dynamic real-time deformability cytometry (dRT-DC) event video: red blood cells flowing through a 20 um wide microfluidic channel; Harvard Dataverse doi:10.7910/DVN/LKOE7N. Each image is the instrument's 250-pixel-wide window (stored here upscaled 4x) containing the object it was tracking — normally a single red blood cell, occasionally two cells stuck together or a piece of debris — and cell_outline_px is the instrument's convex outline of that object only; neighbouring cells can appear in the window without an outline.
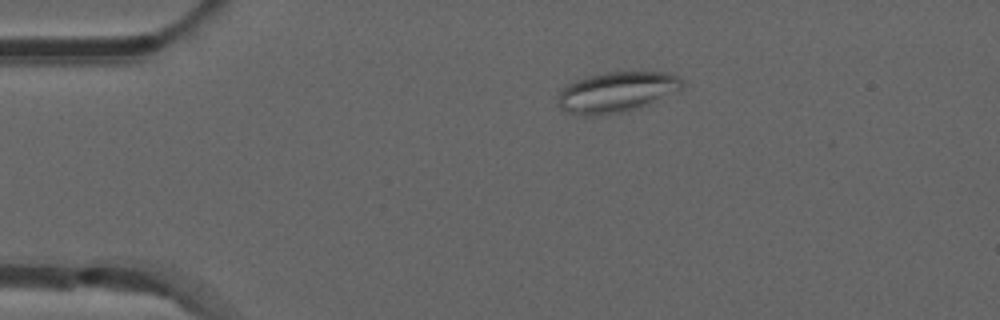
{"species": "common noctule bat (a hibernating species)", "species_latin": "Nyctalus noctula", "temperature_condition": "room temperature", "stored_images_in_passage": 38, "camera_frame_rate_fps": 3000, "um_per_image_px": 0.085, "animal": {"sex": "male", "forearm_length_mm": 52.5}, "frame": {"image": 1, "passage_image": 1, "time_ms": 0.0, "image_size_px": [1000, 320], "cell_outline_px": [[684, 84], [680, 92], [640, 108], [628, 112], [604, 116], [576, 116], [564, 112], [556, 104], [556, 96], [568, 84], [576, 80], [588, 76], [604, 72], [668, 72], [684, 80]], "centroid_in_image_um": [52.41, 7.87], "position_along_channel_um": 32.6, "area_um2": 30.4}}
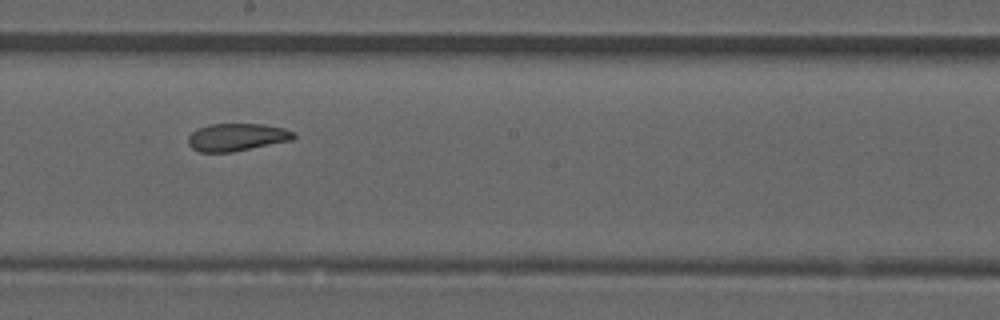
{"frame": {"image": 2, "passage_image": 20, "time_ms": 6.333, "image_size_px": [1000, 320], "cell_outline_px": [[296, 136], [292, 140], [232, 152], [200, 152], [192, 148], [188, 144], [188, 136], [192, 132], [208, 124], [264, 124], [284, 128], [296, 132]], "centroid_in_image_um": [20.15, 11.65], "position_along_channel_um": 228.1, "area_um2": 16.99}}
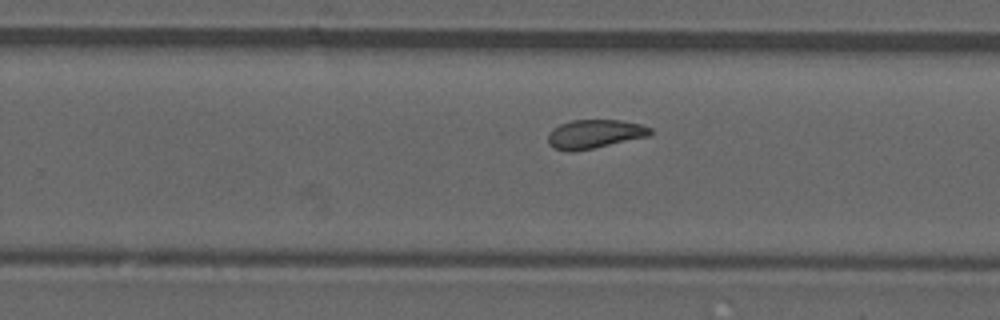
{"frame": {"image": 3, "passage_image": 24, "time_ms": 7.667, "image_size_px": [1000, 320], "cell_outline_px": [[652, 132], [648, 136], [592, 148], [572, 152], [552, 148], [548, 144], [548, 132], [552, 128], [560, 124], [572, 120], [620, 120], [640, 124], [652, 128]], "centroid_in_image_um": [50.49, 11.38], "position_along_channel_um": 279.3, "area_um2": 17.11}, "authors_computed_cell_mechanics": {"area_um2": 17.3978, "velocity_mm_per_s": 3.8534, "shape_relaxation_time_tau1_ms": null, "shape_relaxation_time_tau2_ms": 2.9869, "deformation_change_tau1": null, "deformation_change_tau2": 0.0993}}